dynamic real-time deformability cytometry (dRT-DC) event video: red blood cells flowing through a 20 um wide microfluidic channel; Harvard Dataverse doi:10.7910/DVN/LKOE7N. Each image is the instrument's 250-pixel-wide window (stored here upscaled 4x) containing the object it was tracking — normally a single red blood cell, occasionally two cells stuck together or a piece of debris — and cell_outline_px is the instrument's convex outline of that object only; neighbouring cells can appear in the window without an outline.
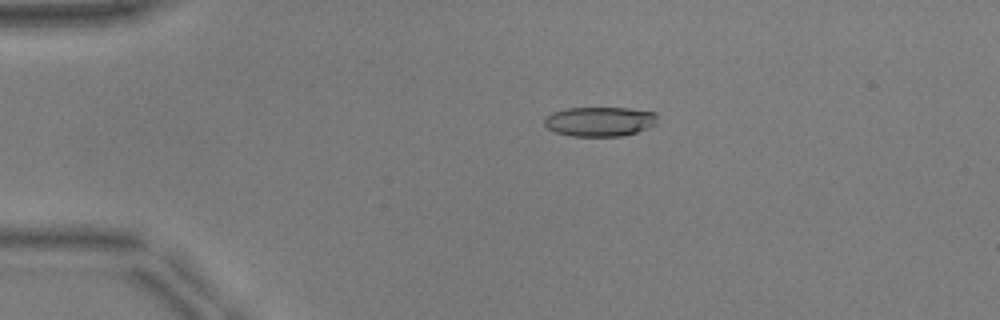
{"species": "common noctule bat (a hibernating species)", "species_latin": "Nyctalus noctula", "temperature_condition": "warm", "stored_images_in_passage": 52, "camera_frame_rate_fps": 3000, "um_per_image_px": 0.085, "animal": {"sex": "male", "body_mass_g": 17.9, "forearm_length_mm": 54.2}, "frame": {"image": 1, "passage_image": 12, "time_ms": 3.667, "image_size_px": [1000, 320], "cell_outline_px": [[656, 124], [648, 128], [636, 132], [620, 136], [572, 136], [556, 132], [548, 128], [544, 124], [544, 116], [552, 112], [564, 108], [628, 108], [656, 112]], "centroid_in_image_um": [50.95, 10.32], "position_along_channel_um": 34.0, "area_um2": 19.54}}
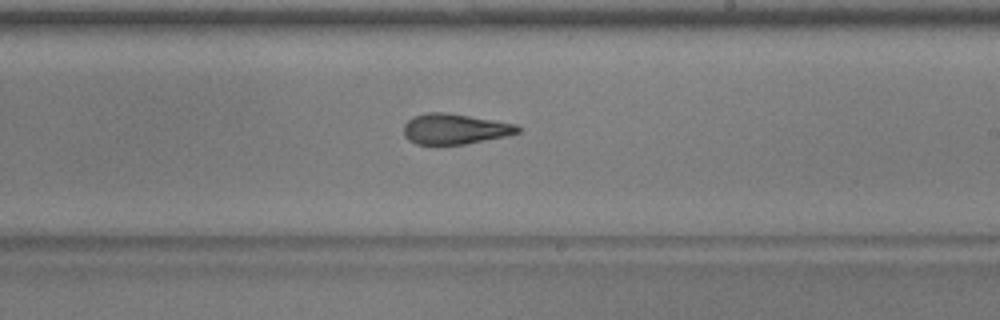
{"frame": {"image": 2, "passage_image": 32, "time_ms": 10.333, "image_size_px": [1000, 320], "cell_outline_px": [[520, 132], [508, 136], [464, 144], [416, 144], [408, 140], [404, 136], [404, 124], [412, 116], [428, 112], [444, 112], [516, 124], [520, 128]], "centroid_in_image_um": [38.64, 10.96], "position_along_channel_um": 250.4, "area_um2": 20.17}}
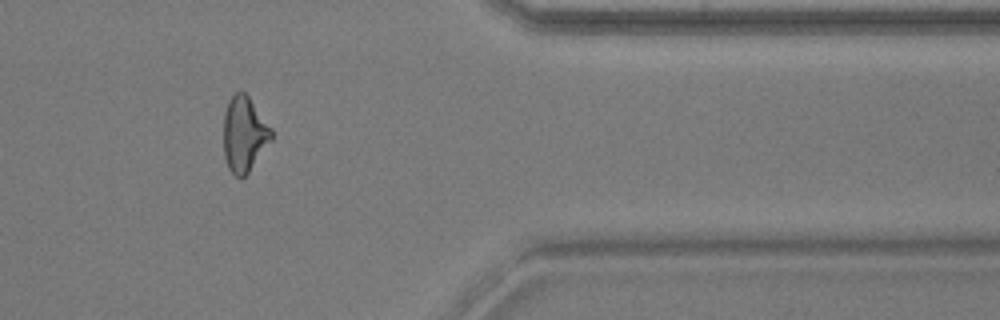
{"frame": {"image": 3, "passage_image": 44, "time_ms": 14.333, "image_size_px": [1000, 320], "cell_outline_px": [[272, 140], [248, 172], [240, 180], [228, 168], [224, 156], [224, 112], [228, 100], [236, 92], [244, 92], [248, 96], [272, 128]], "centroid_in_image_um": [20.75, 11.41], "position_along_channel_um": 390.6, "area_um2": 20.92}, "authors_computed_cell_mechanics": {"area_um2": 20.7502, "velocity_mm_per_s": 3.9589, "shape_relaxation_time_tau1_ms": 10.6857, "shape_relaxation_time_tau2_ms": 2.7367, "deformation_change_tau1": 0.2682, "deformation_change_tau2": 0.1343}}